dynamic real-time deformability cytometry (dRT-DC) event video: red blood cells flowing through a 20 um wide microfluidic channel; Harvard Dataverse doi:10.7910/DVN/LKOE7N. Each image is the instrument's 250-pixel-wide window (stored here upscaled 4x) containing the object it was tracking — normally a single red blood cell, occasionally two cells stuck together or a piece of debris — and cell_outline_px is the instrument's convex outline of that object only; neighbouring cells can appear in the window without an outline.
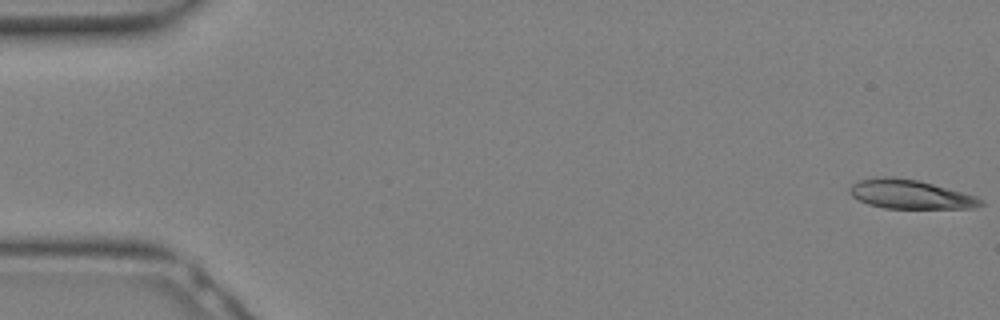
{"species": "Egyptian fruit bat (a non-hibernating species)", "species_latin": "Rousettus aegyptiacus", "temperature_condition": "warm", "stored_images_in_passage": 31, "camera_frame_rate_fps": 3000, "um_per_image_px": 0.085, "animal": {"sex": "female"}, "frame": {"image": 1, "passage_image": 1, "time_ms": 0.0, "image_size_px": [1000, 320], "cell_outline_px": [[984, 204], [972, 208], [884, 208], [868, 204], [852, 196], [848, 192], [848, 188], [856, 180], [872, 176], [892, 176], [920, 180], [976, 196], [984, 200]], "centroid_in_image_um": [77.32, 16.49], "position_along_channel_um": 7.7, "area_um2": 22.48}}
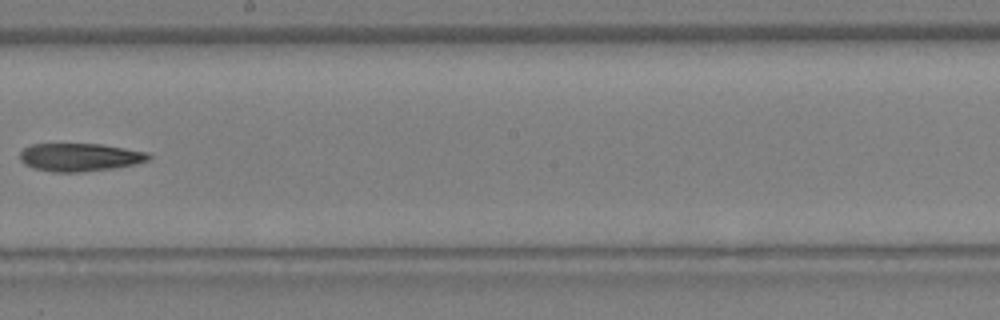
{"frame": {"image": 2, "passage_image": 18, "time_ms": 5.667, "image_size_px": [1000, 320], "cell_outline_px": [[152, 156], [148, 160], [136, 164], [112, 168], [76, 172], [52, 172], [32, 168], [24, 164], [20, 160], [20, 152], [24, 148], [32, 144], [100, 144], [148, 152]], "centroid_in_image_um": [6.76, 13.36], "position_along_channel_um": 241.4, "area_um2": 20.98}}
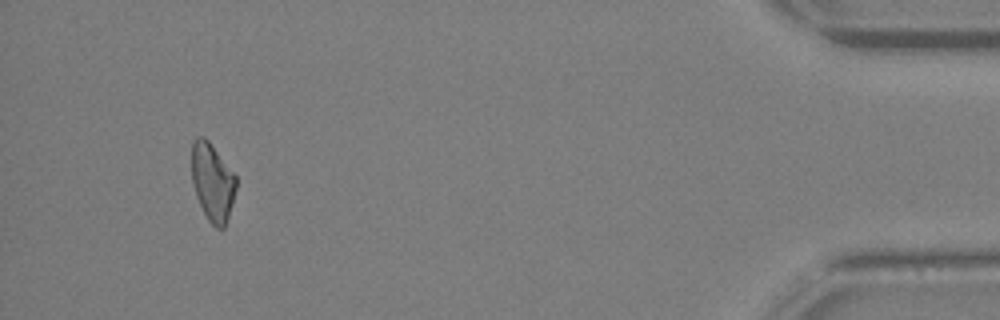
{"frame": {"image": 3, "passage_image": 29, "time_ms": 9.333, "image_size_px": [1000, 320], "cell_outline_px": [[236, 188], [232, 204], [224, 228], [216, 228], [208, 220], [196, 196], [192, 180], [192, 140], [196, 136], [204, 136], [208, 140], [236, 176]], "centroid_in_image_um": [18.05, 15.45], "position_along_channel_um": 417.2, "area_um2": 19.94}}